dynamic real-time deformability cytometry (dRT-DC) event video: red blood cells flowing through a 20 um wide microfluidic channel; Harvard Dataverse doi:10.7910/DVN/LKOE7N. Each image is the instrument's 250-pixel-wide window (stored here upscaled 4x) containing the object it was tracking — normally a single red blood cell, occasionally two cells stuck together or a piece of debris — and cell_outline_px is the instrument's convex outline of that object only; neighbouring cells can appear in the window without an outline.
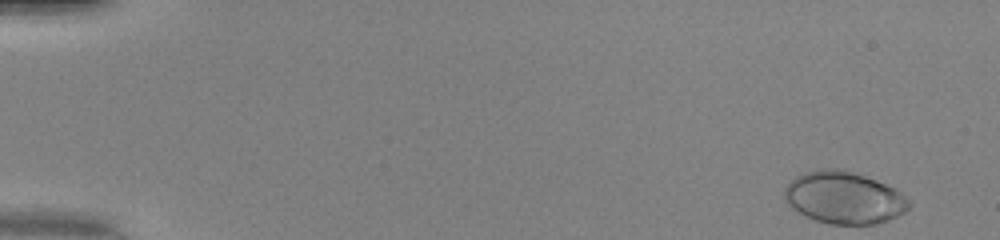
{"species": "human", "species_latin": "Homo sapiens", "temperature_condition": "warm", "stored_images_in_passage": 49, "camera_frame_rate_fps": 3000, "um_per_image_px": 0.085, "donor": {"sex": "female"}, "frame": {"image": 1, "passage_image": 1, "time_ms": 0.0, "image_size_px": [1000, 240], "cell_outline_px": [[912, 204], [904, 212], [888, 220], [876, 224], [828, 224], [804, 216], [792, 208], [788, 204], [784, 196], [784, 188], [796, 176], [804, 172], [820, 168], [840, 168], [876, 180], [896, 188]], "centroid_in_image_um": [71.73, 16.8], "position_along_channel_um": 13.3, "area_um2": 37.92}}
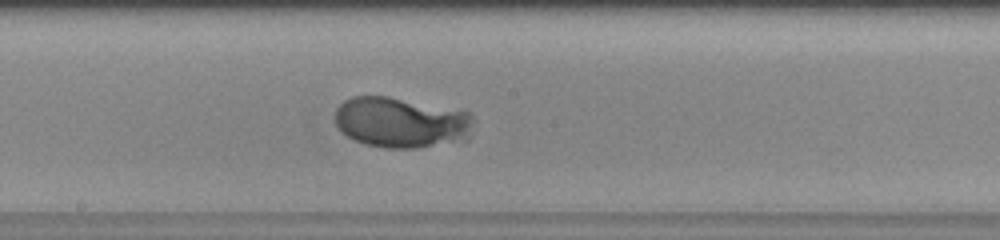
{"frame": {"image": 2, "passage_image": 27, "time_ms": 8.667, "image_size_px": [1000, 240], "cell_outline_px": [[472, 136], [468, 140], [416, 148], [384, 148], [364, 144], [348, 136], [336, 124], [336, 108], [344, 100], [352, 96], [388, 96], [468, 112], [472, 116]], "centroid_in_image_um": [34.12, 10.42], "position_along_channel_um": 214.1, "area_um2": 40.81}}
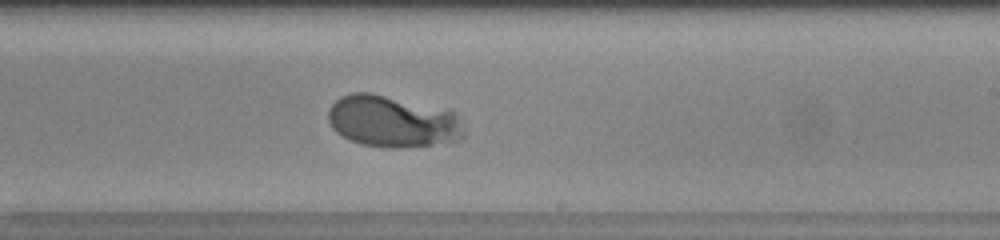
{"frame": {"image": 3, "passage_image": 30, "time_ms": 9.667, "image_size_px": [1000, 240], "cell_outline_px": [[464, 136], [460, 140], [432, 144], [400, 148], [384, 148], [360, 144], [336, 132], [332, 128], [328, 120], [328, 108], [340, 96], [352, 92], [372, 92], [456, 112], [464, 132]], "centroid_in_image_um": [33.33, 10.32], "position_along_channel_um": 255.7, "area_um2": 40.92}, "authors_computed_cell_mechanics": {"area_um2": 38.0324, "velocity_mm_per_s": 4.1676, "shape_relaxation_time_tau1_ms": 3.3767, "shape_relaxation_time_tau2_ms": null, "deformation_change_tau1": 0.1773, "deformation_change_tau2": null}}